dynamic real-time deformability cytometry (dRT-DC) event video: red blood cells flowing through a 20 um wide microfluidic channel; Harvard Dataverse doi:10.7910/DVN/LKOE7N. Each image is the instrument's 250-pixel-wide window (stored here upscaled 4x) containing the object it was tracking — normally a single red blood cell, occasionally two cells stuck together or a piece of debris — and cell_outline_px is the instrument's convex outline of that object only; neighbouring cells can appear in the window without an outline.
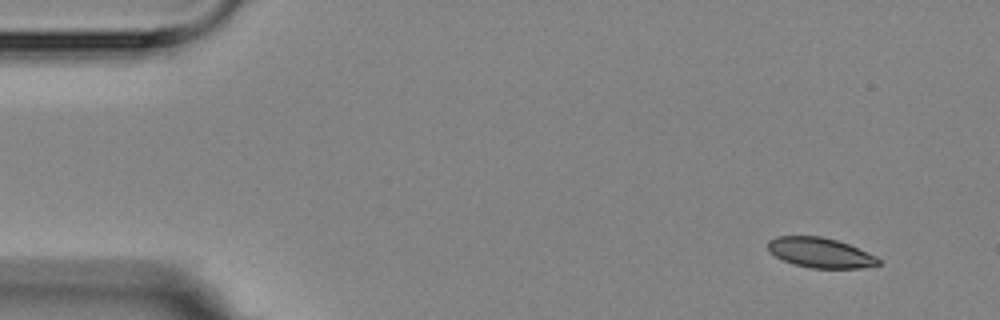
{"species": "Egyptian fruit bat (a non-hibernating species)", "species_latin": "Rousettus aegyptiacus", "temperature_condition": "room temperature", "stored_images_in_passage": 4, "camera_frame_rate_fps": 3000, "um_per_image_px": 0.085, "animal": {"sex": "female"}, "frame": {"image": 1, "passage_image": 1, "time_ms": 0.0, "image_size_px": [1000, 320], "cell_outline_px": [[880, 264], [860, 268], [812, 268], [792, 264], [768, 252], [768, 240], [776, 236], [820, 236], [836, 240], [848, 244], [876, 256], [880, 260]], "centroid_in_image_um": [69.69, 21.48], "position_along_channel_um": 15.3, "area_um2": 19.25}}
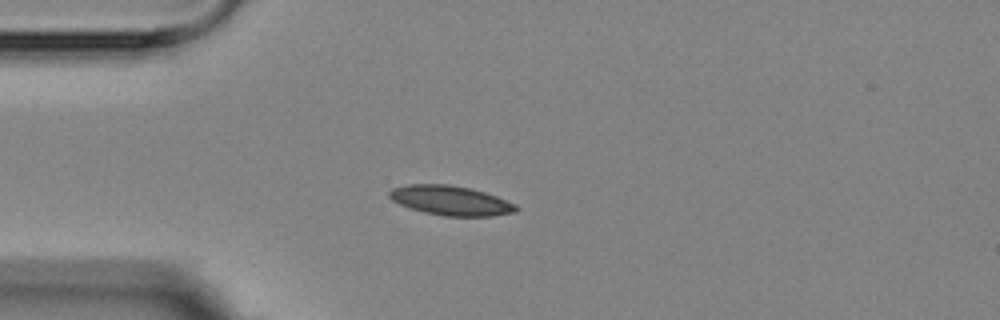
{"frame": {"image": 2, "passage_image": 4, "time_ms": 3.333, "image_size_px": [1000, 320], "cell_outline_px": [[520, 208], [516, 212], [492, 216], [444, 216], [424, 212], [408, 208], [392, 200], [388, 196], [388, 192], [392, 188], [408, 184], [448, 184], [472, 188], [496, 196], [516, 204]], "centroid_in_image_um": [38.31, 17.04], "position_along_channel_um": 46.7, "area_um2": 22.02}}